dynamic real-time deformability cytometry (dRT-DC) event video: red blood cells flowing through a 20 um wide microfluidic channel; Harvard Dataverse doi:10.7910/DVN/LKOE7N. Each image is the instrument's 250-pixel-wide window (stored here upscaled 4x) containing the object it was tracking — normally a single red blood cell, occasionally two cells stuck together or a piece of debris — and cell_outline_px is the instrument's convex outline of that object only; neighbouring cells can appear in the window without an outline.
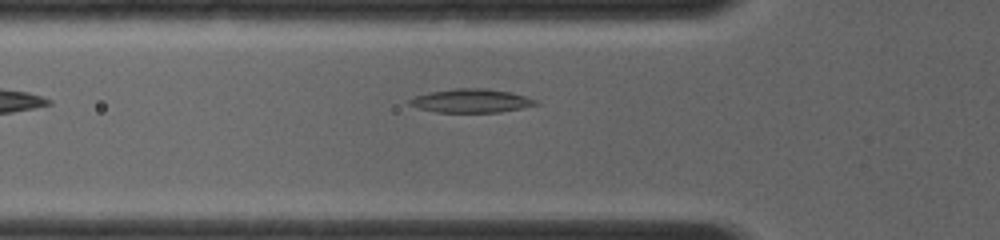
{"species": "common noctule bat (a hibernating species)", "species_latin": "Nyctalus noctula", "temperature_condition": "room temperature", "stored_images_in_passage": 5, "camera_frame_rate_fps": 4000, "um_per_image_px": 0.085, "animal": {"sex": "female", "body_mass_g": 19.0, "forearm_length_mm": 56.7}, "frame": {"image": 1, "passage_image": 5, "time_ms": 2.5, "image_size_px": [1000, 240], "cell_outline_px": [[540, 104], [500, 112], [436, 112], [420, 108], [408, 104], [408, 100], [416, 96], [428, 92], [456, 88], [484, 88], [512, 92], [536, 100]], "centroid_in_image_um": [40.05, 8.56], "position_along_channel_um": 85.8, "area_um2": 17.28}}